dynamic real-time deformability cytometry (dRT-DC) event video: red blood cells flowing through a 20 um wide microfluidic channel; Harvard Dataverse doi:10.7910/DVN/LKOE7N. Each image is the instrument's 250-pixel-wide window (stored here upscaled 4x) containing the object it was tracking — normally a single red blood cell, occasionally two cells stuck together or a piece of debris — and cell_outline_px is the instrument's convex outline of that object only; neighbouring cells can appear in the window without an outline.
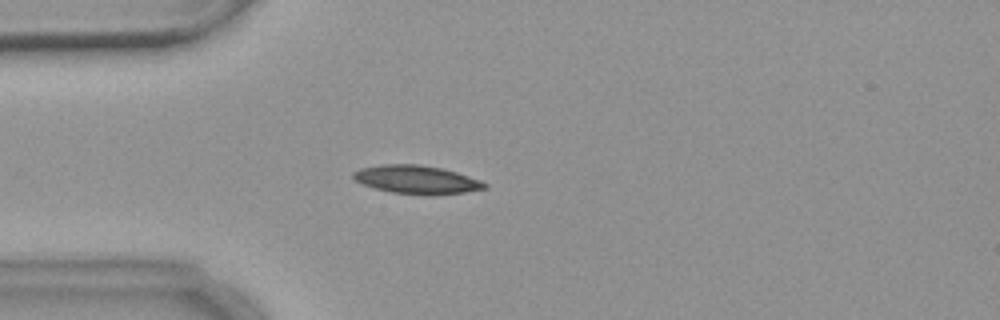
{"species": "common noctule bat (a hibernating species)", "species_latin": "Nyctalus noctula", "temperature_condition": "warm", "stored_images_in_passage": 3, "camera_frame_rate_fps": 3000, "um_per_image_px": 0.085, "animal": {"sex": "female", "body_mass_g": 18.4}, "frame": {"image": 1, "passage_image": 3, "time_ms": 3.333, "image_size_px": [1000, 320], "cell_outline_px": [[488, 188], [464, 192], [428, 196], [424, 196], [392, 192], [360, 184], [352, 176], [352, 172], [360, 168], [380, 164], [420, 164], [440, 168], [456, 172], [480, 180], [488, 184]], "centroid_in_image_um": [35.4, 15.27], "position_along_channel_um": 49.6, "area_um2": 21.91}}